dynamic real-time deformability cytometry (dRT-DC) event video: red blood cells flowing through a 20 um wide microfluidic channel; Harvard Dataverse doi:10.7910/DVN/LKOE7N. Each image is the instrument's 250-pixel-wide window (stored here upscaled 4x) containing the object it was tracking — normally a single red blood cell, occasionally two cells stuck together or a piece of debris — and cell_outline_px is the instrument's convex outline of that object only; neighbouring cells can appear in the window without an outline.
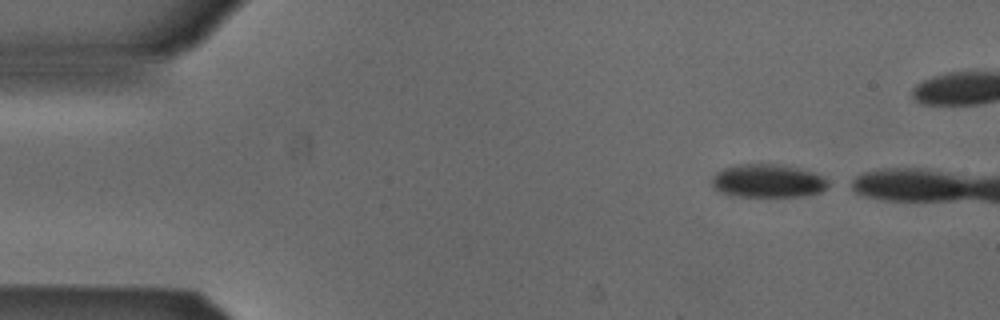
{"species": "Egyptian fruit bat (a non-hibernating species)", "species_latin": "Rousettus aegyptiacus", "temperature_condition": "cold", "stored_images_in_passage": 9, "camera_frame_rate_fps": 3000, "um_per_image_px": 0.085, "animal": {"sex": "male"}, "frame": {"image": 1, "passage_image": 1, "time_ms": 0.0, "image_size_px": [1000, 320], "cell_outline_px": [[828, 188], [820, 192], [800, 196], [728, 196], [712, 188], [712, 176], [716, 172], [724, 168], [740, 164], [772, 164], [796, 168], [812, 172], [824, 176], [828, 180]], "centroid_in_image_um": [65.23, 15.39], "position_along_channel_um": 19.8, "area_um2": 22.54}}